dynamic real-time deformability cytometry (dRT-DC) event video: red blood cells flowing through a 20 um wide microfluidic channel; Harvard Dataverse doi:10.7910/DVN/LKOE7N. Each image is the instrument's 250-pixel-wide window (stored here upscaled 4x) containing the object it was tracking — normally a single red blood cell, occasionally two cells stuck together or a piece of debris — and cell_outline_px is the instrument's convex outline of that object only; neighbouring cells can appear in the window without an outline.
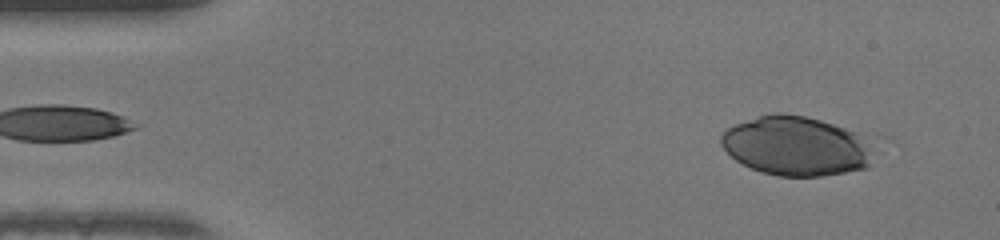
{"species": "human", "species_latin": "Homo sapiens", "temperature_condition": "warm", "stored_images_in_passage": 46, "camera_frame_rate_fps": 3000, "um_per_image_px": 0.085, "donor": {"sex": "female"}, "frame": {"image": 1, "passage_image": 3, "time_ms": 0.667, "image_size_px": [1000, 240], "cell_outline_px": [[868, 168], [820, 176], [776, 176], [752, 168], [736, 160], [720, 144], [720, 136], [728, 128], [736, 124], [772, 112], [780, 112], [804, 116], [820, 120], [860, 132], [868, 164]], "centroid_in_image_um": [67.56, 12.4], "position_along_channel_um": 17.4, "area_um2": 51.5}}